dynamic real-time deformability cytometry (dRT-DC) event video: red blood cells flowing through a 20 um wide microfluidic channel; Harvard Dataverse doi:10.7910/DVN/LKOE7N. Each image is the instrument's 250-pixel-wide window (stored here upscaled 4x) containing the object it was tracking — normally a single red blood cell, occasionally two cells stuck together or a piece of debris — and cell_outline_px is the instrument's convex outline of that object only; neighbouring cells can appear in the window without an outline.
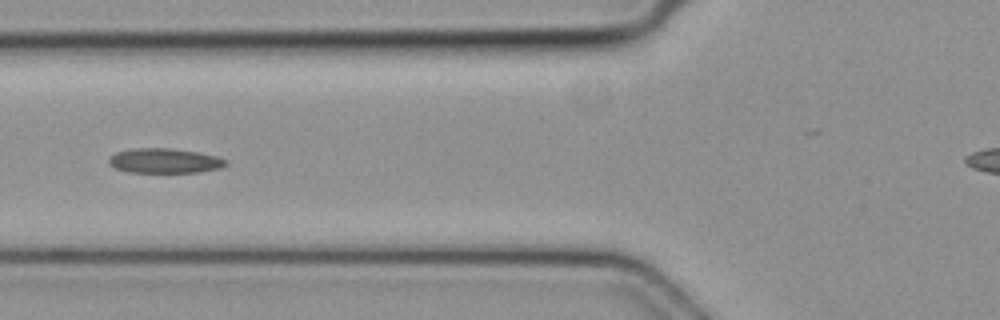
{"species": "common noctule bat (a hibernating species)", "species_latin": "Nyctalus noctula", "temperature_condition": "cold", "stored_images_in_passage": 7, "camera_frame_rate_fps": 3000, "um_per_image_px": 0.085, "animal": {"sex": "female", "body_mass_g": 19.3, "forearm_length_mm": 54.1}, "frame": {"image": 1, "passage_image": 6, "time_ms": 1.667, "image_size_px": [1000, 320], "cell_outline_px": [[228, 164], [220, 168], [200, 172], [128, 172], [116, 168], [108, 164], [108, 160], [116, 152], [136, 148], [168, 148], [196, 152], [216, 156], [228, 160]], "centroid_in_image_um": [14.01, 13.67], "position_along_channel_um": 111.8, "area_um2": 16.76}}
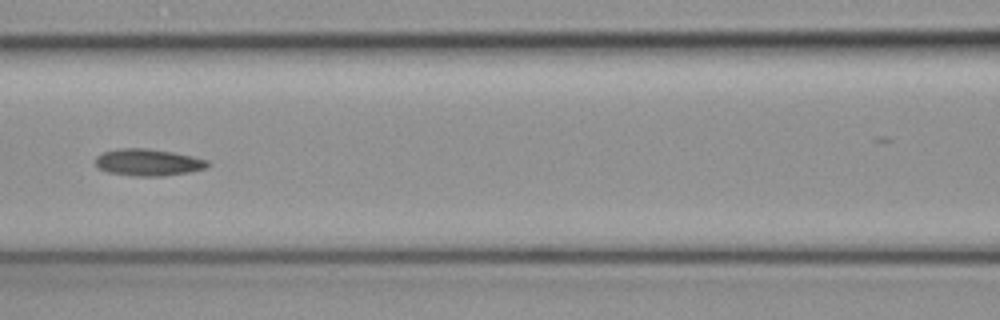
{"frame": {"image": 2, "passage_image": 7, "time_ms": 2.0, "image_size_px": [1000, 320], "cell_outline_px": [[208, 168], [188, 172], [164, 176], [132, 176], [108, 172], [100, 168], [96, 164], [96, 156], [104, 152], [116, 148], [148, 148], [172, 152], [192, 156], [208, 160]], "centroid_in_image_um": [12.6, 13.8], "position_along_channel_um": 154.0, "area_um2": 17.57}}